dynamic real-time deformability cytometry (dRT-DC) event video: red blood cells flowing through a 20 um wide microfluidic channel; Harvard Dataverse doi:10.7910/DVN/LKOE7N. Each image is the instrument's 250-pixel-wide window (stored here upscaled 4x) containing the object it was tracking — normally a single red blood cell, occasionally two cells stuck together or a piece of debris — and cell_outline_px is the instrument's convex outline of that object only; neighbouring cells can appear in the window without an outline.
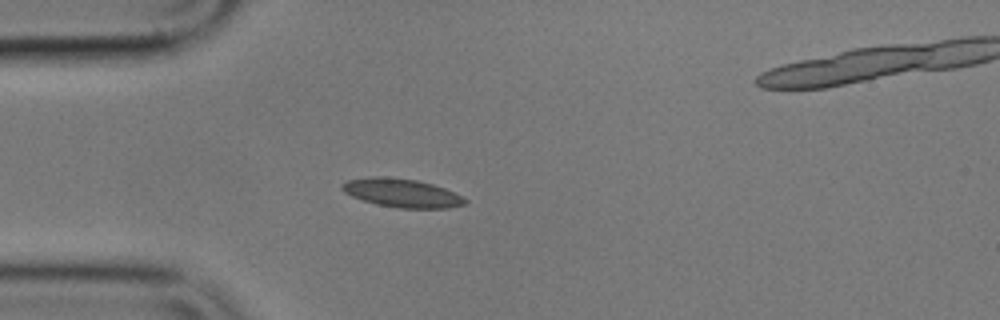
{"species": "common noctule bat (a hibernating species)", "species_latin": "Nyctalus noctula", "temperature_condition": "cold", "stored_images_in_passage": 46, "camera_frame_rate_fps": 3000, "um_per_image_px": 0.085, "animal": {"sex": "male", "body_mass_g": 17.9}, "frame": {"image": 1, "passage_image": 4, "time_ms": 1.0, "image_size_px": [1000, 320], "cell_outline_px": [[468, 204], [448, 208], [400, 208], [376, 204], [352, 196], [344, 192], [340, 188], [340, 184], [348, 180], [372, 176], [384, 176], [416, 180], [432, 184], [444, 188], [468, 200]], "centroid_in_image_um": [34.14, 16.4], "position_along_channel_um": 50.9, "area_um2": 20.4}}
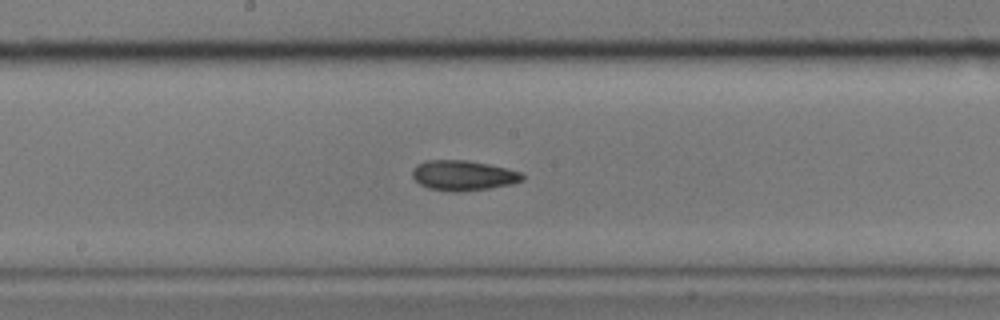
{"frame": {"image": 2, "passage_image": 18, "time_ms": 5.667, "image_size_px": [1000, 320], "cell_outline_px": [[524, 180], [512, 184], [488, 188], [452, 192], [428, 188], [420, 184], [412, 176], [412, 168], [416, 164], [424, 160], [468, 160], [488, 164], [520, 172], [524, 176]], "centroid_in_image_um": [39.33, 14.9], "position_along_channel_um": 208.9, "area_um2": 19.25}}
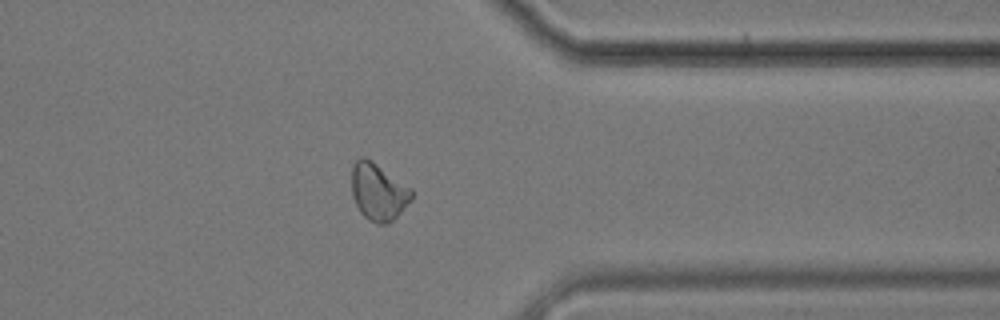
{"frame": {"image": 3, "passage_image": 33, "time_ms": 10.667, "image_size_px": [1000, 320], "cell_outline_px": [[412, 200], [388, 224], [376, 224], [368, 220], [360, 212], [352, 196], [352, 168], [356, 160], [360, 156], [364, 156], [372, 160], [412, 188]], "centroid_in_image_um": [32.15, 16.3], "position_along_channel_um": 379.2, "area_um2": 20.06}, "authors_computed_cell_mechanics": {"area_um2": 19.5075, "velocity_mm_per_s": 3.5753, "shape_relaxation_time_tau1_ms": null, "shape_relaxation_time_tau2_ms": 4.282, "deformation_change_tau1": null, "deformation_change_tau2": 0.0962}}